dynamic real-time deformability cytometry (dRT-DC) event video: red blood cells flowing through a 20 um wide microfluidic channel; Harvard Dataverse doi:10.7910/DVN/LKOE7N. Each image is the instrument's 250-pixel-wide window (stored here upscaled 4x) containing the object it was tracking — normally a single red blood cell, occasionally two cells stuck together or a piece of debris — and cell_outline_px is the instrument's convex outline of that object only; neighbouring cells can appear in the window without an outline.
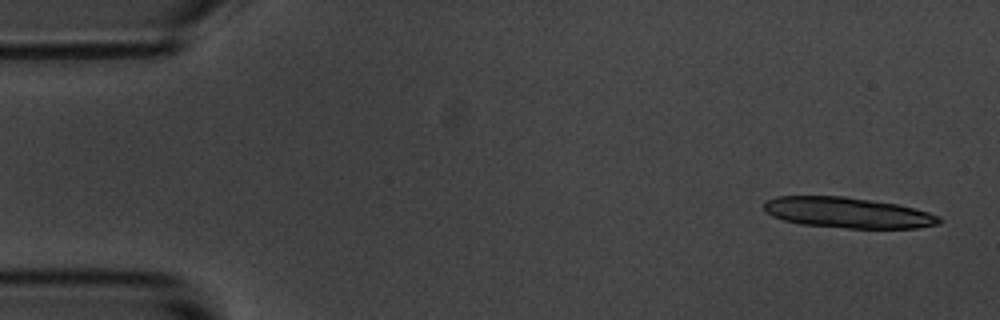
{"species": "common noctule bat (a hibernating species)", "species_latin": "Nyctalus noctula", "temperature_condition": "room temperature", "stored_images_in_passage": 4, "camera_frame_rate_fps": 3000, "um_per_image_px": 0.085, "animal": {"sex": "male", "body_mass_g": 20.1, "forearm_length_mm": 53.5}, "frame": {"image": 1, "passage_image": 1, "time_ms": 0.0, "image_size_px": [1000, 320], "cell_outline_px": [[944, 220], [940, 224], [916, 228], [848, 228], [800, 224], [784, 220], [772, 216], [764, 212], [764, 200], [776, 196], [844, 196], [896, 204], [928, 212], [940, 216]], "centroid_in_image_um": [72.03, 18.08], "position_along_channel_um": 13.0, "area_um2": 31.39}}